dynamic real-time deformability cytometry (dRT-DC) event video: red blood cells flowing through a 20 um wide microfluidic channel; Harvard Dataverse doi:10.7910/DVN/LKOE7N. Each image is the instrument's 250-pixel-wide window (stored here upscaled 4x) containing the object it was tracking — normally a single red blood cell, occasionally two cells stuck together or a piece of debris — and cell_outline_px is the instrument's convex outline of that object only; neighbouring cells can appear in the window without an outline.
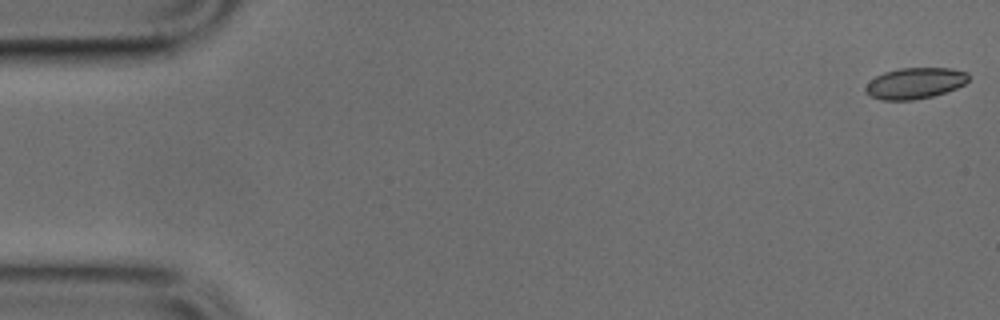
{"species": "common noctule bat (a hibernating species)", "species_latin": "Nyctalus noctula", "temperature_condition": "cold", "stored_images_in_passage": 14, "camera_frame_rate_fps": 3000, "um_per_image_px": 0.085, "animal": {"sex": "male", "body_mass_g": 17.9, "forearm_length_mm": 54.2}, "frame": {"image": 1, "passage_image": 1, "time_ms": 0.0, "image_size_px": [1000, 320], "cell_outline_px": [[968, 80], [964, 84], [956, 88], [932, 96], [912, 100], [880, 100], [868, 96], [864, 92], [864, 88], [876, 76], [884, 72], [900, 68], [948, 68], [968, 72]], "centroid_in_image_um": [77.74, 7.08], "position_along_channel_um": 7.3, "area_um2": 18.61}}
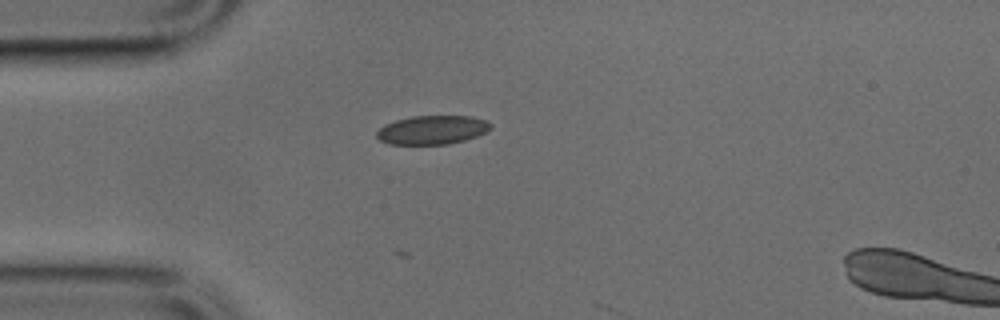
{"frame": {"image": 2, "passage_image": 13, "time_ms": 4.0, "image_size_px": [1000, 320], "cell_outline_px": [[492, 128], [488, 132], [464, 140], [448, 144], [388, 144], [380, 140], [376, 136], [376, 132], [384, 124], [396, 120], [412, 116], [472, 116], [488, 120], [492, 124]], "centroid_in_image_um": [36.77, 11.03], "position_along_channel_um": 48.2, "area_um2": 19.31}}